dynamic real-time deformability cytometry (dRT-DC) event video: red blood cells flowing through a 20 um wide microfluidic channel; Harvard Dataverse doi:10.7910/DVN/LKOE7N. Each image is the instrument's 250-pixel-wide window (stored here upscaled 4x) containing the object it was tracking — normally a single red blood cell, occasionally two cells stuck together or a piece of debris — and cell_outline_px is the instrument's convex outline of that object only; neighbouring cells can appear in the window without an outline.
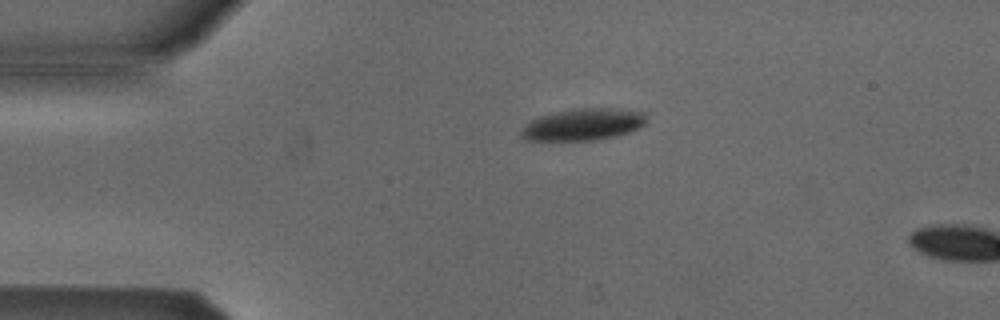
{"species": "Egyptian fruit bat (a non-hibernating species)", "species_latin": "Rousettus aegyptiacus", "temperature_condition": "cold", "stored_images_in_passage": 2, "camera_frame_rate_fps": 3000, "um_per_image_px": 0.085, "animal": {"sex": "male"}, "frame": {"image": 1, "passage_image": 1, "time_ms": 0.0, "image_size_px": [1000, 320], "cell_outline_px": [[648, 120], [644, 124], [628, 132], [616, 136], [596, 140], [524, 140], [520, 136], [520, 132], [532, 120], [540, 116], [572, 108], [616, 108], [644, 112]], "centroid_in_image_um": [49.59, 10.57], "position_along_channel_um": 35.4, "area_um2": 23.12}}